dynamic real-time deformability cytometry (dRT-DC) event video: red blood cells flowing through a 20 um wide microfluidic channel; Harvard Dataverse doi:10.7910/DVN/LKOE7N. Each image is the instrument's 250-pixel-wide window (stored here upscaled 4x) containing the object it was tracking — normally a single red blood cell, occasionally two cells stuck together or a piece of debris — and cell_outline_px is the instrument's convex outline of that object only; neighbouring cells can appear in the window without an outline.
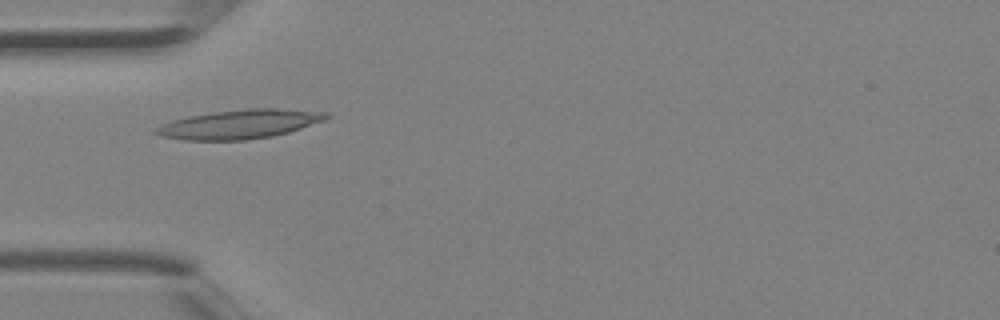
{"species": "Egyptian fruit bat (a non-hibernating species)", "species_latin": "Rousettus aegyptiacus", "temperature_condition": "room temperature", "stored_images_in_passage": 3, "camera_frame_rate_fps": 3000, "um_per_image_px": 0.085, "animal": {"sex": "female"}, "frame": {"image": 1, "passage_image": 3, "time_ms": 0.667, "image_size_px": [1000, 320], "cell_outline_px": [[332, 116], [324, 120], [288, 132], [272, 136], [244, 140], [184, 140], [160, 136], [152, 132], [152, 128], [172, 120], [188, 116], [216, 112], [248, 108], [276, 108], [328, 112]], "centroid_in_image_um": [20.33, 10.55], "position_along_channel_um": 64.7, "area_um2": 28.84}}